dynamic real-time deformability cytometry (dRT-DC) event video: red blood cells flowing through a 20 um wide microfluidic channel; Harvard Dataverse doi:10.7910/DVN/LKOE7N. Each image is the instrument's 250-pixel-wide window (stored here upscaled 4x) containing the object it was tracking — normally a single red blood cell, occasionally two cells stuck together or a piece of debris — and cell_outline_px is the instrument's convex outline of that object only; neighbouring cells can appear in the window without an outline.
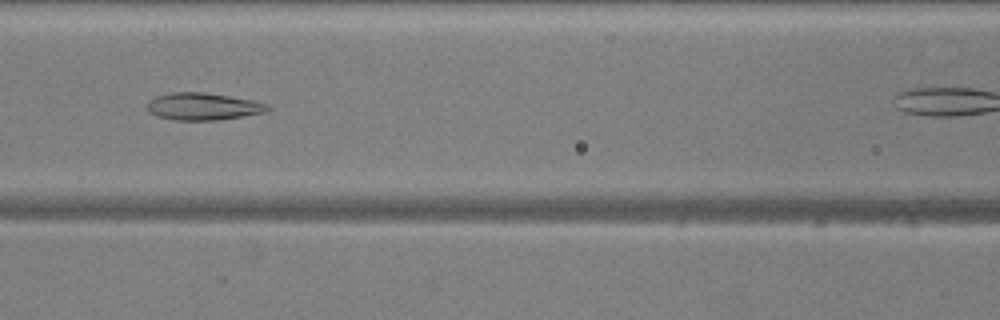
{"species": "common noctule bat (a hibernating species)", "species_latin": "Nyctalus noctula", "temperature_condition": "warm", "stored_images_in_passage": 23, "camera_frame_rate_fps": 3000, "um_per_image_px": 0.085, "animal": {"sex": "male", "body_mass_g": 20.5, "forearm_length_mm": 52.5}, "frame": {"image": 1, "passage_image": 7, "time_ms": 2.0, "image_size_px": [1000, 320], "cell_outline_px": [[272, 108], [264, 112], [220, 120], [176, 120], [156, 116], [148, 112], [148, 100], [156, 96], [172, 92], [204, 92], [252, 100], [268, 104]], "centroid_in_image_um": [17.24, 9.05], "position_along_channel_um": 149.4, "area_um2": 19.07}}
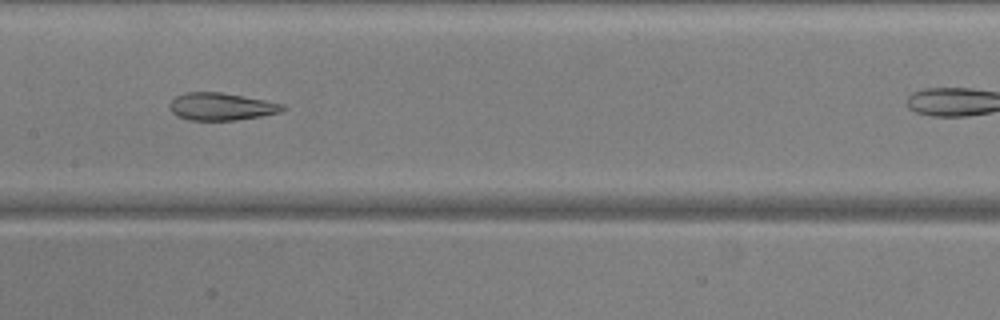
{"frame": {"image": 2, "passage_image": 10, "time_ms": 3.0, "image_size_px": [1000, 320], "cell_outline_px": [[288, 108], [280, 112], [260, 116], [236, 120], [188, 120], [176, 116], [168, 108], [168, 104], [176, 96], [184, 92], [220, 92], [264, 100], [284, 104]], "centroid_in_image_um": [18.77, 9.06], "position_along_channel_um": 188.6, "area_um2": 18.15}}